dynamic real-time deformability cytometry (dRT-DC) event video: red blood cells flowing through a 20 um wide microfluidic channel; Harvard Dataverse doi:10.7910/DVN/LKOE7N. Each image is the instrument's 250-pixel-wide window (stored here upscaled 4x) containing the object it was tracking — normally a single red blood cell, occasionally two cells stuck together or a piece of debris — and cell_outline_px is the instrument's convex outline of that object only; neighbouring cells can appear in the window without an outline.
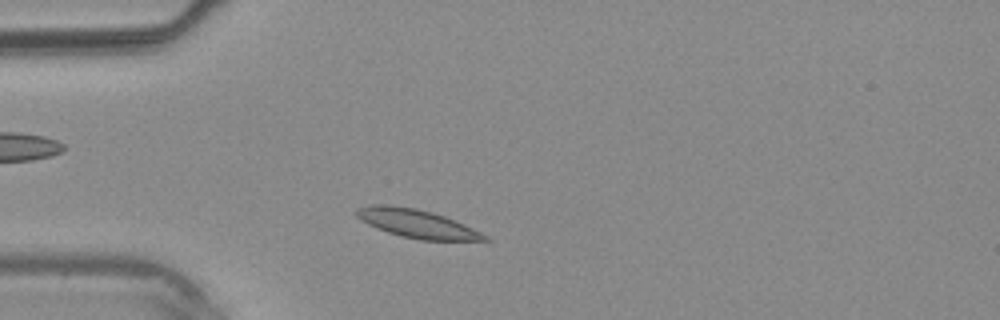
{"species": "common noctule bat (a hibernating species)", "species_latin": "Nyctalus noctula", "temperature_condition": "warm", "stored_images_in_passage": 4, "camera_frame_rate_fps": 3000, "um_per_image_px": 0.085, "animal": {"sex": "male", "body_mass_g": 20.4}, "frame": {"image": 1, "passage_image": 4, "time_ms": 3.667, "image_size_px": [1000, 320], "cell_outline_px": [[492, 240], [420, 240], [400, 236], [376, 228], [368, 224], [356, 216], [352, 212], [356, 208], [372, 204], [388, 204], [416, 208], [432, 212], [444, 216], [464, 224], [488, 236]], "centroid_in_image_um": [35.38, 18.99], "position_along_channel_um": 49.6, "area_um2": 21.27}}